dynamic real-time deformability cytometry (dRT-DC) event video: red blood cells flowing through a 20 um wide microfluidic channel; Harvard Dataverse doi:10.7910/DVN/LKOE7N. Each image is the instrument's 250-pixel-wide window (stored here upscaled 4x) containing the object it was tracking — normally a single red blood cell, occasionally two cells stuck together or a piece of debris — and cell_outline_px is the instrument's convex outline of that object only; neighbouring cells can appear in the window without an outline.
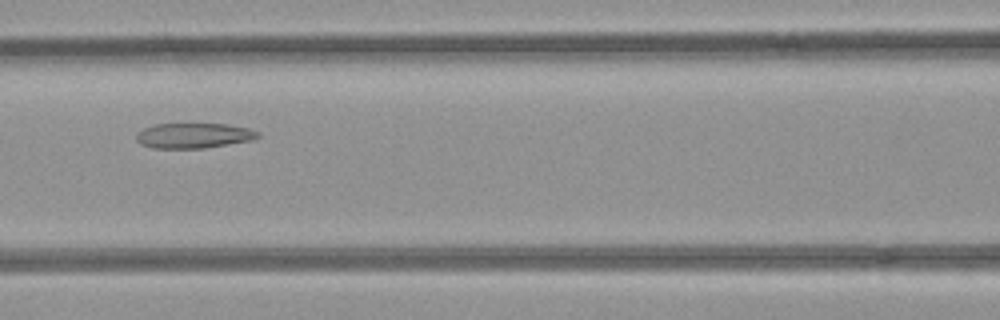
{"species": "common noctule bat (a hibernating species)", "species_latin": "Nyctalus noctula", "temperature_condition": "room temperature", "stored_images_in_passage": 8, "camera_frame_rate_fps": 3000, "um_per_image_px": 0.085, "animal": {"sex": "female", "body_mass_g": 21.9}, "frame": {"image": 1, "passage_image": 5, "time_ms": 1.333, "image_size_px": [1000, 320], "cell_outline_px": [[260, 136], [252, 140], [204, 148], [152, 148], [140, 144], [136, 140], [136, 132], [144, 128], [156, 124], [228, 124], [248, 128], [260, 132]], "centroid_in_image_um": [16.45, 11.52], "position_along_channel_um": 150.1, "area_um2": 17.86}}
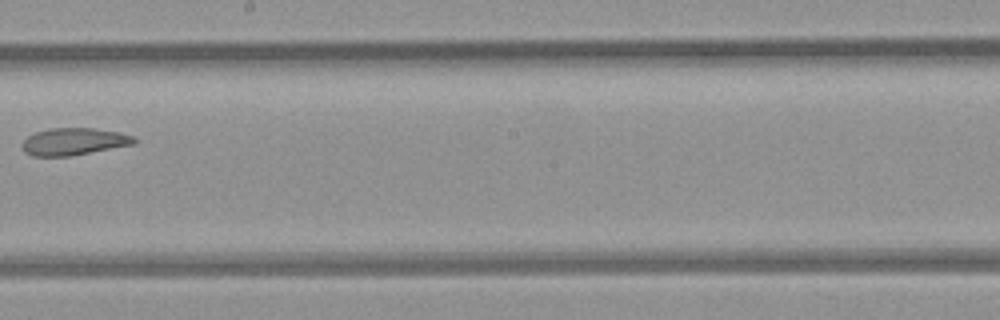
{"frame": {"image": 2, "passage_image": 7, "time_ms": 2.0, "image_size_px": [1000, 320], "cell_outline_px": [[136, 144], [72, 156], [32, 156], [24, 152], [20, 144], [28, 136], [36, 132], [52, 128], [92, 128], [120, 132], [136, 136]], "centroid_in_image_um": [6.3, 12.04], "position_along_channel_um": 241.9, "area_um2": 17.98}}
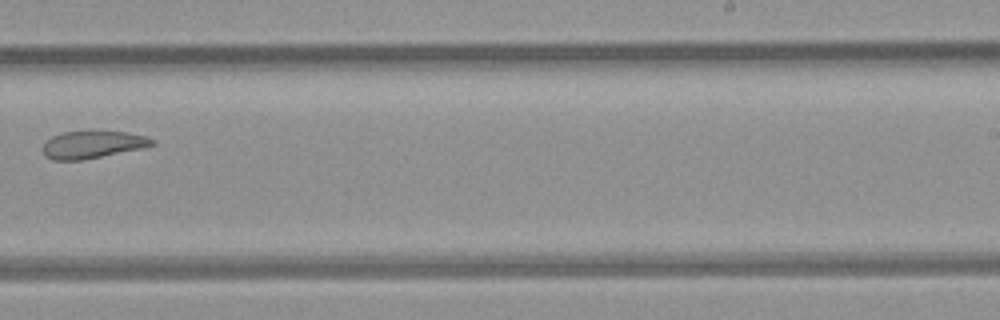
{"frame": {"image": 3, "passage_image": 8, "time_ms": 2.333, "image_size_px": [1000, 320], "cell_outline_px": [[156, 144], [144, 148], [80, 160], [52, 160], [44, 156], [44, 144], [52, 136], [64, 132], [92, 128], [124, 132], [144, 136], [156, 140]], "centroid_in_image_um": [7.89, 12.24], "position_along_channel_um": 281.1, "area_um2": 17.98}}